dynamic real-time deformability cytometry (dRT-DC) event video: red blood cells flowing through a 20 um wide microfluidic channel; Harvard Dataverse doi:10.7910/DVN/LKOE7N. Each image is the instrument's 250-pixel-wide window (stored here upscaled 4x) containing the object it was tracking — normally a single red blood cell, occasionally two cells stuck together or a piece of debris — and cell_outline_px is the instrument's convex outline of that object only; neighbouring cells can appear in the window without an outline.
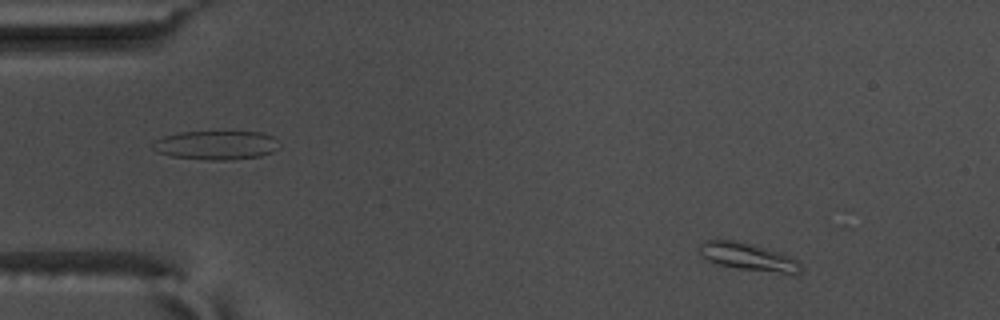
{"species": "common noctule bat (a hibernating species)", "species_latin": "Nyctalus noctula", "temperature_condition": "warm", "stored_images_in_passage": 55, "camera_frame_rate_fps": 3000, "um_per_image_px": 0.085, "animal": {"sex": "male", "body_mass_g": 17.5, "forearm_length_mm": 52.3}, "frame": {"image": 1, "passage_image": 5, "time_ms": 1.333, "image_size_px": [1000, 320], "cell_outline_px": [[804, 268], [800, 272], [780, 272], [736, 268], [716, 264], [708, 260], [700, 252], [700, 244], [704, 240], [736, 240], [784, 252], [792, 256]], "centroid_in_image_um": [63.61, 21.8], "position_along_channel_um": 21.4, "area_um2": 16.13}}
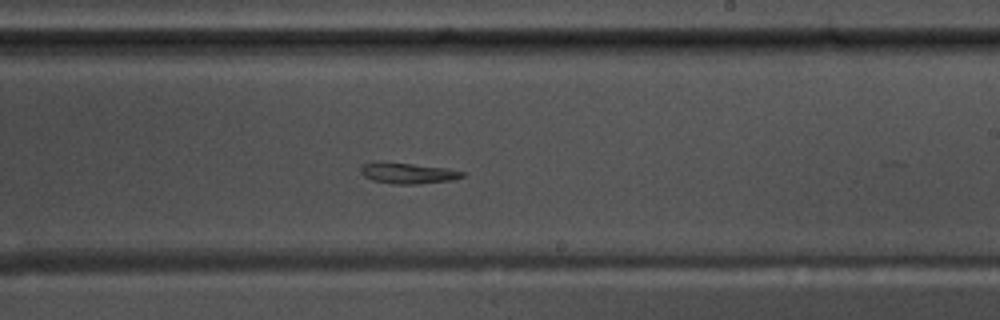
{"frame": {"image": 2, "passage_image": 32, "time_ms": 10.333, "image_size_px": [1000, 320], "cell_outline_px": [[464, 176], [452, 180], [420, 184], [392, 184], [372, 180], [364, 176], [360, 172], [360, 168], [364, 164], [412, 164], [448, 168], [464, 172]], "centroid_in_image_um": [34.74, 14.76], "position_along_channel_um": 254.3, "area_um2": 11.85}}
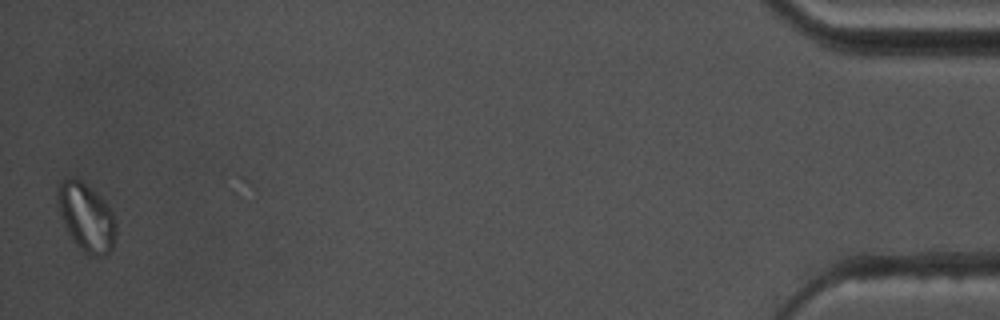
{"frame": {"image": 3, "passage_image": 54, "time_ms": 17.667, "image_size_px": [1000, 320], "cell_outline_px": [[116, 236], [112, 248], [104, 256], [88, 256], [72, 240], [64, 224], [56, 204], [56, 188], [60, 180], [72, 176], [80, 180], [100, 196], [104, 200], [112, 212], [116, 220]], "centroid_in_image_um": [7.31, 18.45], "position_along_channel_um": 427.9, "area_um2": 23.52}, "authors_computed_cell_mechanics": {"area_um2": 14.6812, "velocity_mm_per_s": 3.6067, "shape_relaxation_time_tau1_ms": null, "shape_relaxation_time_tau2_ms": 2.1933, "deformation_change_tau1": null, "deformation_change_tau2": 0.107}}